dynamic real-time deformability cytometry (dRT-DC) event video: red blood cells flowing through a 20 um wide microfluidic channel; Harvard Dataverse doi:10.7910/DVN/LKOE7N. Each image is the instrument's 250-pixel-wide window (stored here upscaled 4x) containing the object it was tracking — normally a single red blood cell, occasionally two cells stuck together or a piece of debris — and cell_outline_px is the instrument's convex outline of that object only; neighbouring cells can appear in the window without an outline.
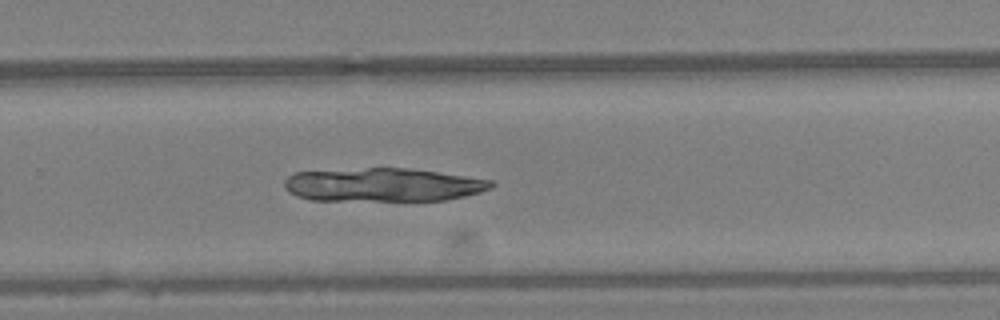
{"species": "Egyptian fruit bat (a non-hibernating species)", "species_latin": "Rousettus aegyptiacus", "temperature_condition": "warm", "stored_images_in_passage": 31, "camera_frame_rate_fps": 3000, "um_per_image_px": 0.085, "animal": {"sex": "female"}, "frame": {"image": 1, "passage_image": 24, "time_ms": 7.667, "image_size_px": [1000, 320], "cell_outline_px": [[496, 184], [480, 192], [464, 196], [444, 200], [312, 200], [296, 196], [288, 192], [284, 188], [284, 180], [288, 176], [296, 172], [368, 168], [412, 168], [492, 180]], "centroid_in_image_um": [32.53, 15.7], "position_along_channel_um": 297.3, "area_um2": 40.23}}